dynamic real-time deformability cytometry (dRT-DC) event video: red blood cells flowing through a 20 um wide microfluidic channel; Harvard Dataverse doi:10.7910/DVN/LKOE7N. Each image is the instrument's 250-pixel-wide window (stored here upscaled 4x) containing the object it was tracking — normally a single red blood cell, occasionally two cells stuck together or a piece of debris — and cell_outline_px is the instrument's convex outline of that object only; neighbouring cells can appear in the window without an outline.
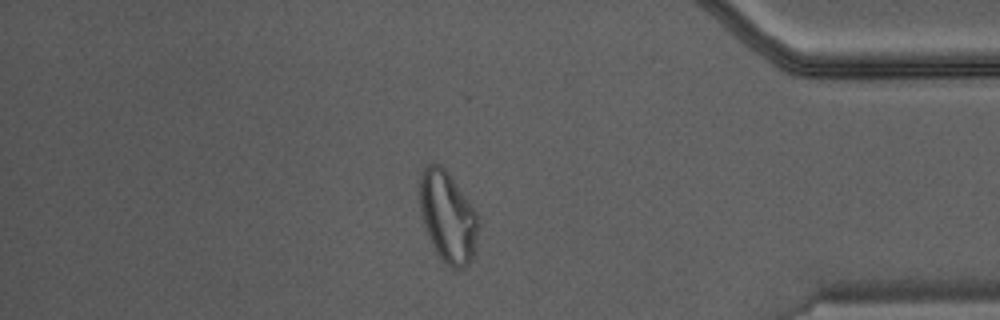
{"species": "Egyptian fruit bat (a non-hibernating species)", "species_latin": "Rousettus aegyptiacus", "temperature_condition": "warm", "stored_images_in_passage": 41, "camera_frame_rate_fps": 3000, "um_per_image_px": 0.085, "animal": {"sex": "male"}, "frame": {"image": 1, "passage_image": 35, "time_ms": 11.333, "image_size_px": [1000, 320], "cell_outline_px": [[480, 224], [472, 260], [464, 268], [452, 268], [440, 256], [432, 244], [428, 236], [424, 224], [420, 208], [420, 172], [428, 164], [440, 164], [448, 172], [480, 216]], "centroid_in_image_um": [38.09, 18.41], "position_along_channel_um": 397.1, "area_um2": 30.98}}
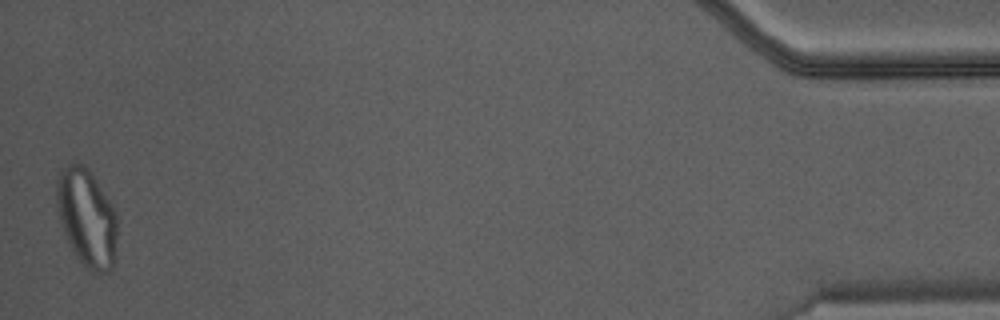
{"frame": {"image": 2, "passage_image": 41, "time_ms": 13.333, "image_size_px": [1000, 320], "cell_outline_px": [[116, 260], [112, 268], [104, 272], [96, 272], [84, 268], [76, 256], [64, 236], [56, 204], [56, 180], [60, 172], [64, 168], [72, 164], [84, 164], [88, 168], [116, 212]], "centroid_in_image_um": [7.37, 18.55], "position_along_channel_um": 427.8, "area_um2": 34.51}}